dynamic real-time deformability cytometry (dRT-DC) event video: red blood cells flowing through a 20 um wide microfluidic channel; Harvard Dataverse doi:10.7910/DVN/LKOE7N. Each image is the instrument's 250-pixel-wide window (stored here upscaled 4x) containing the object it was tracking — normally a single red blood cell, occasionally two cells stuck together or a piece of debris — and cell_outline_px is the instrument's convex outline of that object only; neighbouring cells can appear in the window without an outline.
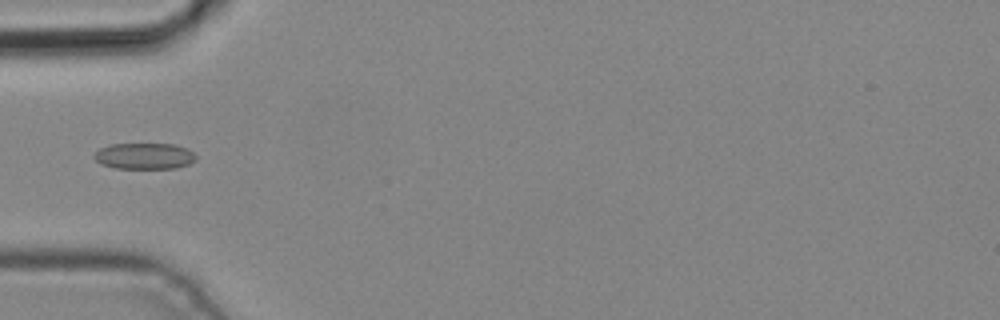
{"species": "common noctule bat (a hibernating species)", "species_latin": "Nyctalus noctula", "temperature_condition": "cold", "stored_images_in_passage": 4, "camera_frame_rate_fps": 3000, "um_per_image_px": 0.085, "animal": {"sex": "male", "body_mass_g": 19.2, "forearm_length_mm": 51.8}, "frame": {"image": 1, "passage_image": 4, "time_ms": 1.0, "image_size_px": [1000, 320], "cell_outline_px": [[196, 160], [188, 164], [176, 168], [112, 168], [100, 164], [92, 156], [100, 148], [108, 144], [176, 144], [188, 148], [196, 156]], "centroid_in_image_um": [12.26, 13.26], "position_along_channel_um": 72.7, "area_um2": 15.66}}